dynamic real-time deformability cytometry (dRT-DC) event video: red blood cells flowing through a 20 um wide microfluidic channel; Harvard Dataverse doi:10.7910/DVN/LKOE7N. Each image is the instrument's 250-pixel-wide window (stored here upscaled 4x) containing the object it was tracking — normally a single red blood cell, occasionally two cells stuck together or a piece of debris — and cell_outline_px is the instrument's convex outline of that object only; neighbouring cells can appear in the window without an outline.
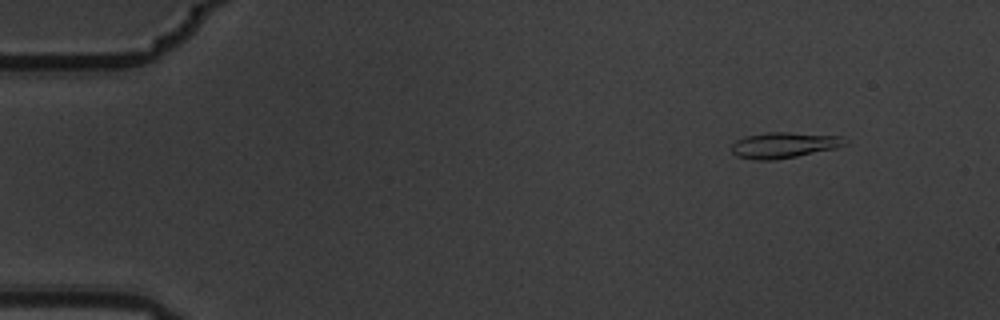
{"species": "common noctule bat (a hibernating species)", "species_latin": "Nyctalus noctula", "temperature_condition": "warm", "stored_images_in_passage": 5, "camera_frame_rate_fps": 3000, "um_per_image_px": 0.085, "animal": {"sex": "male", "body_mass_g": 19.5, "forearm_length_mm": 54.6}, "frame": {"image": 1, "passage_image": 2, "time_ms": 0.333, "image_size_px": [1000, 320], "cell_outline_px": [[852, 140], [848, 144], [836, 148], [796, 156], [772, 160], [756, 160], [736, 156], [732, 152], [732, 144], [736, 140], [744, 136], [768, 132], [788, 132], [840, 136]], "centroid_in_image_um": [66.67, 12.32], "position_along_channel_um": 18.3, "area_um2": 17.17}}
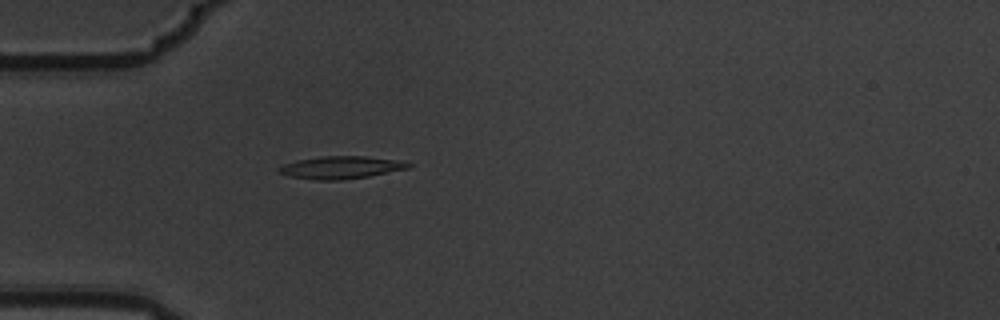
{"frame": {"image": 2, "passage_image": 5, "time_ms": 1.333, "image_size_px": [1000, 320], "cell_outline_px": [[412, 164], [408, 168], [368, 176], [340, 180], [316, 180], [288, 176], [276, 172], [276, 168], [284, 164], [296, 160], [320, 156], [364, 156], [396, 160]], "centroid_in_image_um": [28.88, 14.23], "position_along_channel_um": 56.1, "area_um2": 16.94}}